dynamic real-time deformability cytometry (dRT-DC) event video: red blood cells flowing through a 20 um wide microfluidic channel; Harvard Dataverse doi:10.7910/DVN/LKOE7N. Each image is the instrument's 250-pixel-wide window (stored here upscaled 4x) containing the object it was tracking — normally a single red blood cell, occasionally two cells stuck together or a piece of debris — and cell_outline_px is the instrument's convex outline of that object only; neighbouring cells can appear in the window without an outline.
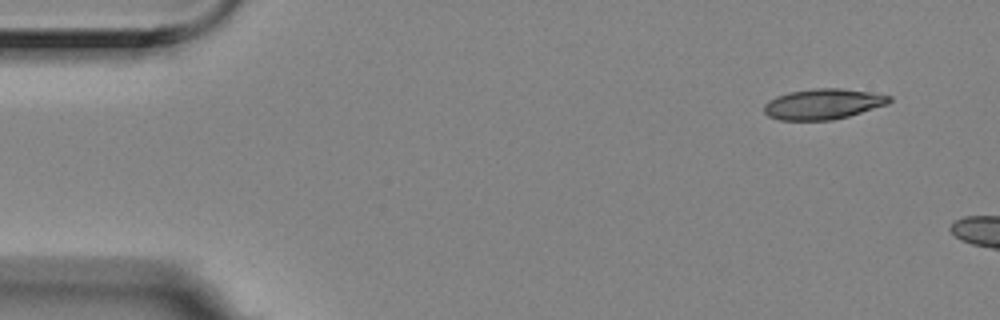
{"species": "Egyptian fruit bat (a non-hibernating species)", "species_latin": "Rousettus aegyptiacus", "temperature_condition": "room temperature", "stored_images_in_passage": 3, "camera_frame_rate_fps": 3000, "um_per_image_px": 0.085, "animal": {"sex": "female"}, "frame": {"image": 1, "passage_image": 1, "time_ms": 0.0, "image_size_px": [1000, 320], "cell_outline_px": [[892, 100], [888, 104], [848, 116], [832, 120], [780, 120], [768, 116], [764, 112], [764, 104], [768, 100], [776, 96], [788, 92], [812, 88], [840, 88], [868, 92], [892, 96]], "centroid_in_image_um": [69.93, 8.84], "position_along_channel_um": 15.1, "area_um2": 22.31}}